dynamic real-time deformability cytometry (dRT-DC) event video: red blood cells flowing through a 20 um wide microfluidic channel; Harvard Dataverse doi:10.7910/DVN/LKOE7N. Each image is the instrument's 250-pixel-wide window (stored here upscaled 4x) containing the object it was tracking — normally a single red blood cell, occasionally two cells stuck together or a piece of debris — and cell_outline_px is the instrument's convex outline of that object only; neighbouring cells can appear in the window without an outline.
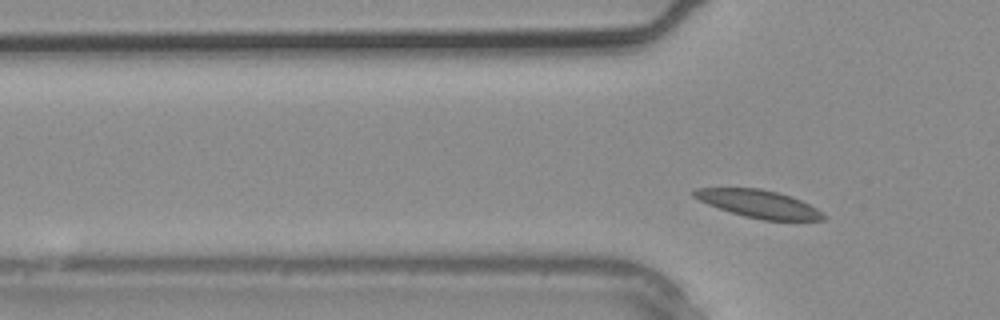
{"species": "common noctule bat (a hibernating species)", "species_latin": "Nyctalus noctula", "temperature_condition": "warm", "stored_images_in_passage": 3, "camera_frame_rate_fps": 3000, "um_per_image_px": 0.085, "animal": {"sex": "male", "body_mass_g": 20.4}, "frame": {"image": 1, "passage_image": 3, "time_ms": 0.667, "image_size_px": [1000, 320], "cell_outline_px": [[828, 216], [824, 220], [764, 220], [744, 216], [708, 204], [692, 196], [692, 192], [696, 188], [760, 188], [792, 196], [816, 208]], "centroid_in_image_um": [64.52, 17.33], "position_along_channel_um": 61.3, "area_um2": 20.69}}